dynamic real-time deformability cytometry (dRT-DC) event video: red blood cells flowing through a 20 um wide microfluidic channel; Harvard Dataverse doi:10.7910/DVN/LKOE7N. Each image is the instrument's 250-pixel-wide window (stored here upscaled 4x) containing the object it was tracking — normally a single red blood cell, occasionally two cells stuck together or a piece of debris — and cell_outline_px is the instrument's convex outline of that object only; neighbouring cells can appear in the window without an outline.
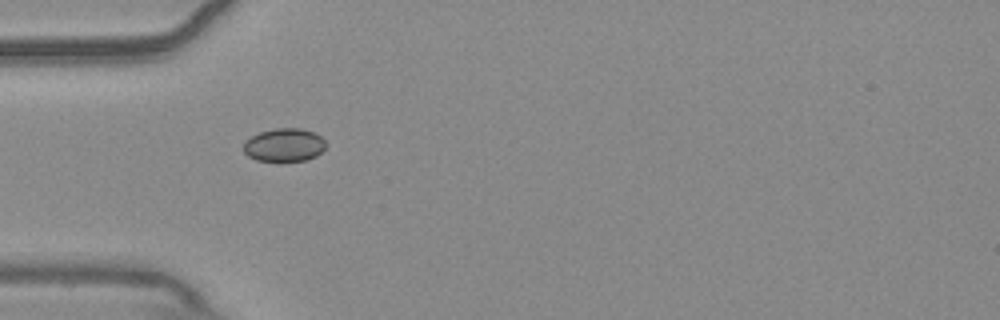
{"species": "common noctule bat (a hibernating species)", "species_latin": "Nyctalus noctula", "temperature_condition": "warm", "stored_images_in_passage": 31, "camera_frame_rate_fps": 3000, "um_per_image_px": 0.085, "animal": {"sex": "male", "body_mass_g": 20.4}, "frame": {"image": 1, "passage_image": 1, "time_ms": 0.0, "image_size_px": [1000, 320], "cell_outline_px": [[324, 148], [316, 156], [304, 160], [256, 160], [248, 156], [244, 152], [244, 144], [252, 136], [260, 132], [276, 128], [300, 128], [312, 132], [320, 136], [324, 140]], "centroid_in_image_um": [24.15, 12.31], "position_along_channel_um": 60.9, "area_um2": 15.49}}
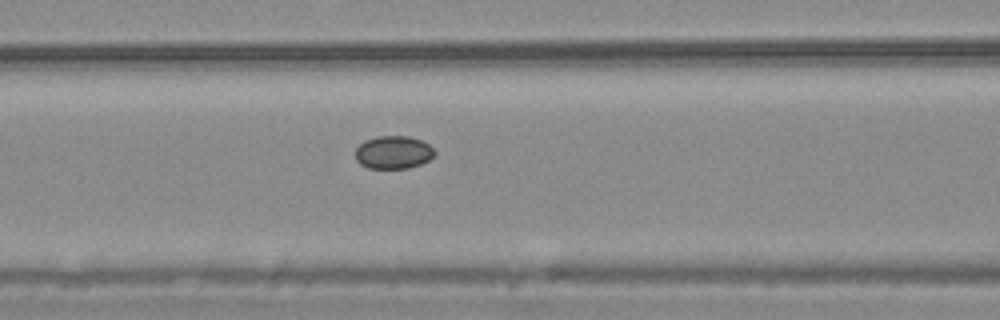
{"frame": {"image": 2, "passage_image": 7, "time_ms": 2.0, "image_size_px": [1000, 320], "cell_outline_px": [[436, 152], [428, 160], [420, 164], [408, 168], [368, 168], [360, 164], [356, 160], [356, 148], [364, 140], [380, 136], [408, 136], [420, 140], [428, 144]], "centroid_in_image_um": [33.41, 12.95], "position_along_channel_um": 133.2, "area_um2": 15.09}}
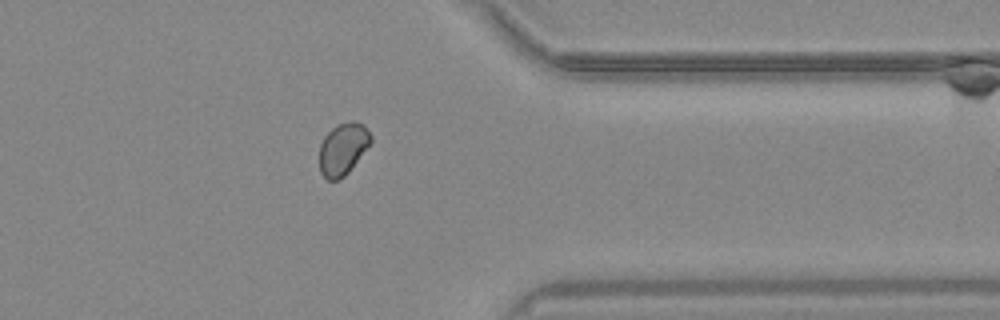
{"frame": {"image": 3, "passage_image": 28, "time_ms": 9.0, "image_size_px": [1000, 320], "cell_outline_px": [[372, 140], [348, 172], [340, 180], [328, 180], [320, 172], [320, 144], [324, 136], [336, 124], [352, 120], [360, 124], [372, 136]], "centroid_in_image_um": [29.11, 12.66], "position_along_channel_um": 382.3, "area_um2": 15.26}, "authors_computed_cell_mechanics": {"area_um2": 15.4904, "velocity_mm_per_s": 3.6989, "shape_relaxation_time_tau1_ms": null, "shape_relaxation_time_tau2_ms": 9.028, "deformation_change_tau1": null, "deformation_change_tau2": 0.045}}